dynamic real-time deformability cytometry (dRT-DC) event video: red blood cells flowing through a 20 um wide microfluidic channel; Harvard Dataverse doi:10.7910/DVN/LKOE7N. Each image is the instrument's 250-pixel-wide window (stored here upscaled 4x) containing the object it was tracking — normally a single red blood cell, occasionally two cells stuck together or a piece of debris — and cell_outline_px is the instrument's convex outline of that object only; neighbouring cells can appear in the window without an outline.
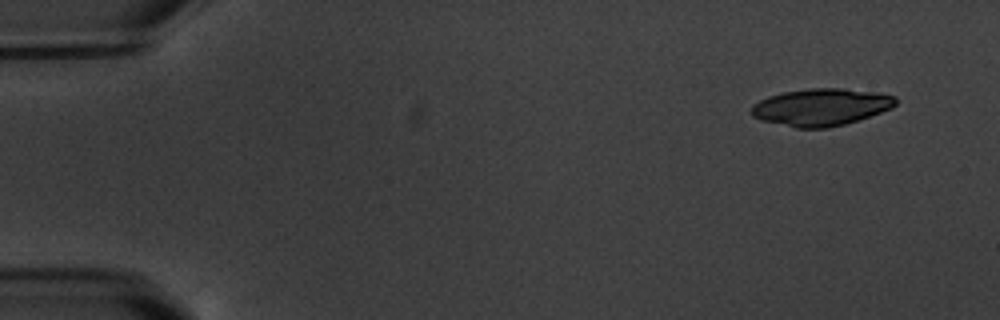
{"species": "common noctule bat (a hibernating species)", "species_latin": "Nyctalus noctula", "temperature_condition": "warm", "stored_images_in_passage": 4, "camera_frame_rate_fps": 3000, "um_per_image_px": 0.085, "animal": {"sex": "male", "body_mass_g": 20.1, "forearm_length_mm": 53.5}, "frame": {"image": 1, "passage_image": 1, "time_ms": 0.0, "image_size_px": [1000, 320], "cell_outline_px": [[896, 104], [892, 108], [844, 124], [828, 128], [796, 128], [760, 120], [752, 116], [752, 104], [768, 96], [784, 92], [812, 88], [844, 88], [872, 92], [896, 96]], "centroid_in_image_um": [69.76, 9.1], "position_along_channel_um": 15.2, "area_um2": 31.04}}